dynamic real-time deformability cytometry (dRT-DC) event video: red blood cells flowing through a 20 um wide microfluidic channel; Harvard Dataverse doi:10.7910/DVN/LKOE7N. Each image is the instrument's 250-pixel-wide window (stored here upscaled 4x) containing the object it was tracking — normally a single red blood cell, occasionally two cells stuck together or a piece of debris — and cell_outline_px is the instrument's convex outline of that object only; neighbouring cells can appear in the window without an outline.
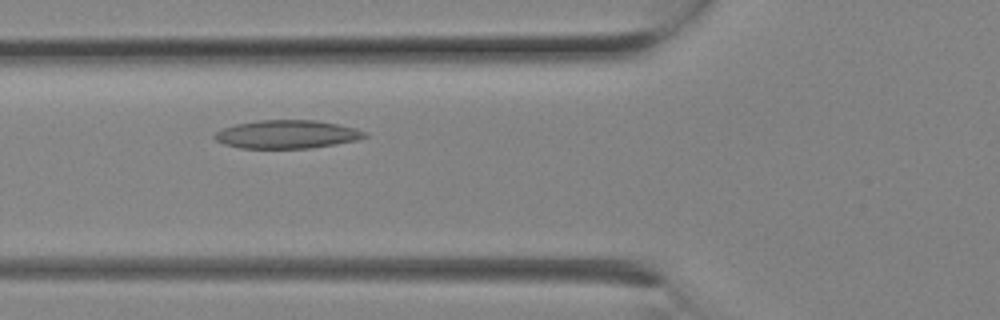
{"species": "Egyptian fruit bat (a non-hibernating species)", "species_latin": "Rousettus aegyptiacus", "temperature_condition": "room temperature", "stored_images_in_passage": 4, "camera_frame_rate_fps": 3000, "um_per_image_px": 0.085, "animal": {"sex": "female"}, "frame": {"image": 1, "passage_image": 3, "time_ms": 0.667, "image_size_px": [1000, 320], "cell_outline_px": [[368, 136], [356, 140], [336, 144], [312, 148], [240, 148], [224, 144], [216, 140], [212, 136], [216, 132], [224, 128], [236, 124], [260, 120], [316, 120], [340, 124], [356, 128], [368, 132]], "centroid_in_image_um": [24.43, 11.41], "position_along_channel_um": 101.4, "area_um2": 24.85}}
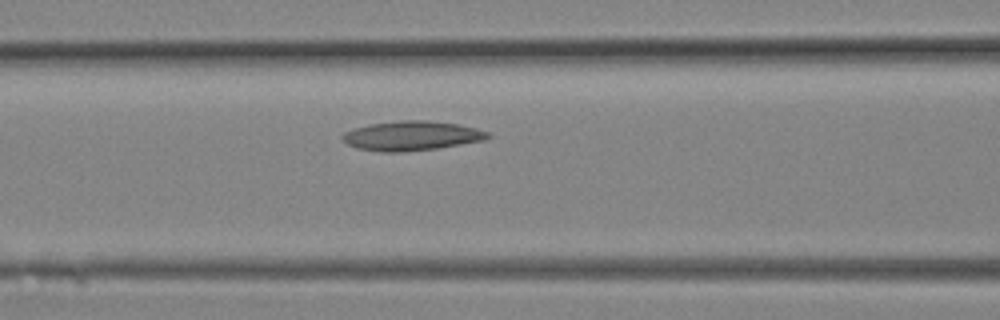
{"frame": {"image": 2, "passage_image": 4, "time_ms": 1.0, "image_size_px": [1000, 320], "cell_outline_px": [[492, 136], [484, 140], [436, 148], [404, 152], [380, 152], [356, 148], [340, 140], [340, 136], [344, 132], [368, 124], [400, 120], [428, 120], [456, 124], [476, 128], [488, 132]], "centroid_in_image_um": [34.94, 11.54], "position_along_channel_um": 131.7, "area_um2": 25.03}}